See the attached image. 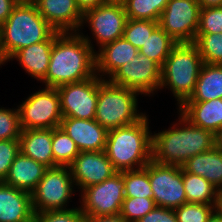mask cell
<instances>
[{"label": "cell", "instance_id": "34", "mask_svg": "<svg viewBox=\"0 0 222 222\" xmlns=\"http://www.w3.org/2000/svg\"><path fill=\"white\" fill-rule=\"evenodd\" d=\"M216 209L214 205L202 203H184L174 209L177 222H207L210 215Z\"/></svg>", "mask_w": 222, "mask_h": 222}, {"label": "cell", "instance_id": "12", "mask_svg": "<svg viewBox=\"0 0 222 222\" xmlns=\"http://www.w3.org/2000/svg\"><path fill=\"white\" fill-rule=\"evenodd\" d=\"M112 84L133 89L141 95H148L160 90L161 66L138 52L129 63L123 64L109 79Z\"/></svg>", "mask_w": 222, "mask_h": 222}, {"label": "cell", "instance_id": "40", "mask_svg": "<svg viewBox=\"0 0 222 222\" xmlns=\"http://www.w3.org/2000/svg\"><path fill=\"white\" fill-rule=\"evenodd\" d=\"M19 0H0V26L6 22Z\"/></svg>", "mask_w": 222, "mask_h": 222}, {"label": "cell", "instance_id": "24", "mask_svg": "<svg viewBox=\"0 0 222 222\" xmlns=\"http://www.w3.org/2000/svg\"><path fill=\"white\" fill-rule=\"evenodd\" d=\"M182 168L190 174L205 178L222 191V152L216 147L191 157Z\"/></svg>", "mask_w": 222, "mask_h": 222}, {"label": "cell", "instance_id": "27", "mask_svg": "<svg viewBox=\"0 0 222 222\" xmlns=\"http://www.w3.org/2000/svg\"><path fill=\"white\" fill-rule=\"evenodd\" d=\"M176 44L177 42L158 26L141 46L139 52L162 67Z\"/></svg>", "mask_w": 222, "mask_h": 222}, {"label": "cell", "instance_id": "47", "mask_svg": "<svg viewBox=\"0 0 222 222\" xmlns=\"http://www.w3.org/2000/svg\"><path fill=\"white\" fill-rule=\"evenodd\" d=\"M217 209L222 213V191L219 193Z\"/></svg>", "mask_w": 222, "mask_h": 222}, {"label": "cell", "instance_id": "39", "mask_svg": "<svg viewBox=\"0 0 222 222\" xmlns=\"http://www.w3.org/2000/svg\"><path fill=\"white\" fill-rule=\"evenodd\" d=\"M137 222H177V217L174 209L155 206L152 211Z\"/></svg>", "mask_w": 222, "mask_h": 222}, {"label": "cell", "instance_id": "19", "mask_svg": "<svg viewBox=\"0 0 222 222\" xmlns=\"http://www.w3.org/2000/svg\"><path fill=\"white\" fill-rule=\"evenodd\" d=\"M138 52L124 37L105 44L98 51L95 50L96 75L104 80L108 75L109 79L123 64L133 60Z\"/></svg>", "mask_w": 222, "mask_h": 222}, {"label": "cell", "instance_id": "4", "mask_svg": "<svg viewBox=\"0 0 222 222\" xmlns=\"http://www.w3.org/2000/svg\"><path fill=\"white\" fill-rule=\"evenodd\" d=\"M1 46L6 63L20 49L50 39L57 31L32 2L20 1L1 26Z\"/></svg>", "mask_w": 222, "mask_h": 222}, {"label": "cell", "instance_id": "5", "mask_svg": "<svg viewBox=\"0 0 222 222\" xmlns=\"http://www.w3.org/2000/svg\"><path fill=\"white\" fill-rule=\"evenodd\" d=\"M203 64L193 42L177 43L161 67L160 90L166 86L170 88L180 107L194 92Z\"/></svg>", "mask_w": 222, "mask_h": 222}, {"label": "cell", "instance_id": "43", "mask_svg": "<svg viewBox=\"0 0 222 222\" xmlns=\"http://www.w3.org/2000/svg\"><path fill=\"white\" fill-rule=\"evenodd\" d=\"M197 2L201 9L222 6V0H197Z\"/></svg>", "mask_w": 222, "mask_h": 222}, {"label": "cell", "instance_id": "10", "mask_svg": "<svg viewBox=\"0 0 222 222\" xmlns=\"http://www.w3.org/2000/svg\"><path fill=\"white\" fill-rule=\"evenodd\" d=\"M200 9L197 0H169L159 26L177 43H192L199 28Z\"/></svg>", "mask_w": 222, "mask_h": 222}, {"label": "cell", "instance_id": "29", "mask_svg": "<svg viewBox=\"0 0 222 222\" xmlns=\"http://www.w3.org/2000/svg\"><path fill=\"white\" fill-rule=\"evenodd\" d=\"M52 152L57 166H69L80 153L75 142L60 127L52 129Z\"/></svg>", "mask_w": 222, "mask_h": 222}, {"label": "cell", "instance_id": "30", "mask_svg": "<svg viewBox=\"0 0 222 222\" xmlns=\"http://www.w3.org/2000/svg\"><path fill=\"white\" fill-rule=\"evenodd\" d=\"M125 197L153 198L149 180V163L140 169L123 171Z\"/></svg>", "mask_w": 222, "mask_h": 222}, {"label": "cell", "instance_id": "1", "mask_svg": "<svg viewBox=\"0 0 222 222\" xmlns=\"http://www.w3.org/2000/svg\"><path fill=\"white\" fill-rule=\"evenodd\" d=\"M90 37L81 32H63L54 40L49 68L41 81L46 87L79 82L96 75V57Z\"/></svg>", "mask_w": 222, "mask_h": 222}, {"label": "cell", "instance_id": "32", "mask_svg": "<svg viewBox=\"0 0 222 222\" xmlns=\"http://www.w3.org/2000/svg\"><path fill=\"white\" fill-rule=\"evenodd\" d=\"M158 26L159 22L152 20H136L128 18L123 37L139 50Z\"/></svg>", "mask_w": 222, "mask_h": 222}, {"label": "cell", "instance_id": "44", "mask_svg": "<svg viewBox=\"0 0 222 222\" xmlns=\"http://www.w3.org/2000/svg\"><path fill=\"white\" fill-rule=\"evenodd\" d=\"M207 222H222V213L216 208L208 218Z\"/></svg>", "mask_w": 222, "mask_h": 222}, {"label": "cell", "instance_id": "22", "mask_svg": "<svg viewBox=\"0 0 222 222\" xmlns=\"http://www.w3.org/2000/svg\"><path fill=\"white\" fill-rule=\"evenodd\" d=\"M179 108L190 123L214 134L222 127V99L204 102H184Z\"/></svg>", "mask_w": 222, "mask_h": 222}, {"label": "cell", "instance_id": "18", "mask_svg": "<svg viewBox=\"0 0 222 222\" xmlns=\"http://www.w3.org/2000/svg\"><path fill=\"white\" fill-rule=\"evenodd\" d=\"M31 193L0 181V222H32Z\"/></svg>", "mask_w": 222, "mask_h": 222}, {"label": "cell", "instance_id": "35", "mask_svg": "<svg viewBox=\"0 0 222 222\" xmlns=\"http://www.w3.org/2000/svg\"><path fill=\"white\" fill-rule=\"evenodd\" d=\"M22 128L18 107L15 109L0 108V140L19 139Z\"/></svg>", "mask_w": 222, "mask_h": 222}, {"label": "cell", "instance_id": "49", "mask_svg": "<svg viewBox=\"0 0 222 222\" xmlns=\"http://www.w3.org/2000/svg\"><path fill=\"white\" fill-rule=\"evenodd\" d=\"M19 1H23V2H31L32 0H19Z\"/></svg>", "mask_w": 222, "mask_h": 222}, {"label": "cell", "instance_id": "6", "mask_svg": "<svg viewBox=\"0 0 222 222\" xmlns=\"http://www.w3.org/2000/svg\"><path fill=\"white\" fill-rule=\"evenodd\" d=\"M139 94L98 76L95 120L107 131L136 123L146 115L138 110Z\"/></svg>", "mask_w": 222, "mask_h": 222}, {"label": "cell", "instance_id": "25", "mask_svg": "<svg viewBox=\"0 0 222 222\" xmlns=\"http://www.w3.org/2000/svg\"><path fill=\"white\" fill-rule=\"evenodd\" d=\"M217 98L222 99V65L204 63L194 92L185 102H204Z\"/></svg>", "mask_w": 222, "mask_h": 222}, {"label": "cell", "instance_id": "41", "mask_svg": "<svg viewBox=\"0 0 222 222\" xmlns=\"http://www.w3.org/2000/svg\"><path fill=\"white\" fill-rule=\"evenodd\" d=\"M83 222H125L119 215L115 216H84Z\"/></svg>", "mask_w": 222, "mask_h": 222}, {"label": "cell", "instance_id": "20", "mask_svg": "<svg viewBox=\"0 0 222 222\" xmlns=\"http://www.w3.org/2000/svg\"><path fill=\"white\" fill-rule=\"evenodd\" d=\"M47 169L43 164L23 155L21 152L12 162L3 183L32 193Z\"/></svg>", "mask_w": 222, "mask_h": 222}, {"label": "cell", "instance_id": "28", "mask_svg": "<svg viewBox=\"0 0 222 222\" xmlns=\"http://www.w3.org/2000/svg\"><path fill=\"white\" fill-rule=\"evenodd\" d=\"M169 0H123L128 18L159 22Z\"/></svg>", "mask_w": 222, "mask_h": 222}, {"label": "cell", "instance_id": "13", "mask_svg": "<svg viewBox=\"0 0 222 222\" xmlns=\"http://www.w3.org/2000/svg\"><path fill=\"white\" fill-rule=\"evenodd\" d=\"M62 117L94 120L98 100V75L59 86Z\"/></svg>", "mask_w": 222, "mask_h": 222}, {"label": "cell", "instance_id": "2", "mask_svg": "<svg viewBox=\"0 0 222 222\" xmlns=\"http://www.w3.org/2000/svg\"><path fill=\"white\" fill-rule=\"evenodd\" d=\"M179 123L152 134V160L182 166L191 157L215 147V134L190 123L181 113ZM180 126V127H179Z\"/></svg>", "mask_w": 222, "mask_h": 222}, {"label": "cell", "instance_id": "37", "mask_svg": "<svg viewBox=\"0 0 222 222\" xmlns=\"http://www.w3.org/2000/svg\"><path fill=\"white\" fill-rule=\"evenodd\" d=\"M84 214L80 208L47 211L34 214L33 222H83Z\"/></svg>", "mask_w": 222, "mask_h": 222}, {"label": "cell", "instance_id": "23", "mask_svg": "<svg viewBox=\"0 0 222 222\" xmlns=\"http://www.w3.org/2000/svg\"><path fill=\"white\" fill-rule=\"evenodd\" d=\"M20 152L47 168L57 167L52 152V129L22 130Z\"/></svg>", "mask_w": 222, "mask_h": 222}, {"label": "cell", "instance_id": "3", "mask_svg": "<svg viewBox=\"0 0 222 222\" xmlns=\"http://www.w3.org/2000/svg\"><path fill=\"white\" fill-rule=\"evenodd\" d=\"M105 153L117 172L145 167L152 160V133L145 115L134 124L108 131Z\"/></svg>", "mask_w": 222, "mask_h": 222}, {"label": "cell", "instance_id": "42", "mask_svg": "<svg viewBox=\"0 0 222 222\" xmlns=\"http://www.w3.org/2000/svg\"><path fill=\"white\" fill-rule=\"evenodd\" d=\"M78 7L84 13L86 10L95 8L106 3L105 0H76Z\"/></svg>", "mask_w": 222, "mask_h": 222}, {"label": "cell", "instance_id": "7", "mask_svg": "<svg viewBox=\"0 0 222 222\" xmlns=\"http://www.w3.org/2000/svg\"><path fill=\"white\" fill-rule=\"evenodd\" d=\"M74 182L68 166L47 168L43 178L31 193L34 214L67 210L74 191Z\"/></svg>", "mask_w": 222, "mask_h": 222}, {"label": "cell", "instance_id": "48", "mask_svg": "<svg viewBox=\"0 0 222 222\" xmlns=\"http://www.w3.org/2000/svg\"><path fill=\"white\" fill-rule=\"evenodd\" d=\"M106 2H112V3H122L123 0H105Z\"/></svg>", "mask_w": 222, "mask_h": 222}, {"label": "cell", "instance_id": "31", "mask_svg": "<svg viewBox=\"0 0 222 222\" xmlns=\"http://www.w3.org/2000/svg\"><path fill=\"white\" fill-rule=\"evenodd\" d=\"M203 63L222 65V33L196 34L193 42Z\"/></svg>", "mask_w": 222, "mask_h": 222}, {"label": "cell", "instance_id": "17", "mask_svg": "<svg viewBox=\"0 0 222 222\" xmlns=\"http://www.w3.org/2000/svg\"><path fill=\"white\" fill-rule=\"evenodd\" d=\"M59 127L75 142L80 152L105 150L108 131L95 119L63 117Z\"/></svg>", "mask_w": 222, "mask_h": 222}, {"label": "cell", "instance_id": "11", "mask_svg": "<svg viewBox=\"0 0 222 222\" xmlns=\"http://www.w3.org/2000/svg\"><path fill=\"white\" fill-rule=\"evenodd\" d=\"M149 180L156 206L176 209L187 203L183 185V168L149 162Z\"/></svg>", "mask_w": 222, "mask_h": 222}, {"label": "cell", "instance_id": "9", "mask_svg": "<svg viewBox=\"0 0 222 222\" xmlns=\"http://www.w3.org/2000/svg\"><path fill=\"white\" fill-rule=\"evenodd\" d=\"M125 198L123 171L116 172L99 184L81 190L80 210L84 216L120 215Z\"/></svg>", "mask_w": 222, "mask_h": 222}, {"label": "cell", "instance_id": "26", "mask_svg": "<svg viewBox=\"0 0 222 222\" xmlns=\"http://www.w3.org/2000/svg\"><path fill=\"white\" fill-rule=\"evenodd\" d=\"M183 185L187 203H202L217 208L220 191L205 178L183 169Z\"/></svg>", "mask_w": 222, "mask_h": 222}, {"label": "cell", "instance_id": "8", "mask_svg": "<svg viewBox=\"0 0 222 222\" xmlns=\"http://www.w3.org/2000/svg\"><path fill=\"white\" fill-rule=\"evenodd\" d=\"M17 107L22 130L58 128L63 118L60 96L53 87L45 86Z\"/></svg>", "mask_w": 222, "mask_h": 222}, {"label": "cell", "instance_id": "46", "mask_svg": "<svg viewBox=\"0 0 222 222\" xmlns=\"http://www.w3.org/2000/svg\"><path fill=\"white\" fill-rule=\"evenodd\" d=\"M5 63H6V58L4 56L2 46H1V27H0V66L3 64L5 65Z\"/></svg>", "mask_w": 222, "mask_h": 222}, {"label": "cell", "instance_id": "14", "mask_svg": "<svg viewBox=\"0 0 222 222\" xmlns=\"http://www.w3.org/2000/svg\"><path fill=\"white\" fill-rule=\"evenodd\" d=\"M127 19L122 3L106 2L83 13L82 27L87 22L93 40L97 41L100 49L105 44L123 37Z\"/></svg>", "mask_w": 222, "mask_h": 222}, {"label": "cell", "instance_id": "33", "mask_svg": "<svg viewBox=\"0 0 222 222\" xmlns=\"http://www.w3.org/2000/svg\"><path fill=\"white\" fill-rule=\"evenodd\" d=\"M155 206L153 198L125 197L119 216L125 222H137Z\"/></svg>", "mask_w": 222, "mask_h": 222}, {"label": "cell", "instance_id": "21", "mask_svg": "<svg viewBox=\"0 0 222 222\" xmlns=\"http://www.w3.org/2000/svg\"><path fill=\"white\" fill-rule=\"evenodd\" d=\"M61 32H56L50 39L42 41L40 43L32 44L26 48L18 50L10 60L17 59L21 67L31 75V77L37 78L38 81H42L48 71L50 55L55 38Z\"/></svg>", "mask_w": 222, "mask_h": 222}, {"label": "cell", "instance_id": "45", "mask_svg": "<svg viewBox=\"0 0 222 222\" xmlns=\"http://www.w3.org/2000/svg\"><path fill=\"white\" fill-rule=\"evenodd\" d=\"M215 147L222 152V127L215 133Z\"/></svg>", "mask_w": 222, "mask_h": 222}, {"label": "cell", "instance_id": "36", "mask_svg": "<svg viewBox=\"0 0 222 222\" xmlns=\"http://www.w3.org/2000/svg\"><path fill=\"white\" fill-rule=\"evenodd\" d=\"M222 33V6L200 9L197 34Z\"/></svg>", "mask_w": 222, "mask_h": 222}, {"label": "cell", "instance_id": "15", "mask_svg": "<svg viewBox=\"0 0 222 222\" xmlns=\"http://www.w3.org/2000/svg\"><path fill=\"white\" fill-rule=\"evenodd\" d=\"M68 167L79 191L99 184L117 172L105 151L80 152Z\"/></svg>", "mask_w": 222, "mask_h": 222}, {"label": "cell", "instance_id": "38", "mask_svg": "<svg viewBox=\"0 0 222 222\" xmlns=\"http://www.w3.org/2000/svg\"><path fill=\"white\" fill-rule=\"evenodd\" d=\"M19 152V139L0 140V181L7 176L10 166Z\"/></svg>", "mask_w": 222, "mask_h": 222}, {"label": "cell", "instance_id": "16", "mask_svg": "<svg viewBox=\"0 0 222 222\" xmlns=\"http://www.w3.org/2000/svg\"><path fill=\"white\" fill-rule=\"evenodd\" d=\"M40 15L57 32H80L83 12L76 0H32Z\"/></svg>", "mask_w": 222, "mask_h": 222}]
</instances>
